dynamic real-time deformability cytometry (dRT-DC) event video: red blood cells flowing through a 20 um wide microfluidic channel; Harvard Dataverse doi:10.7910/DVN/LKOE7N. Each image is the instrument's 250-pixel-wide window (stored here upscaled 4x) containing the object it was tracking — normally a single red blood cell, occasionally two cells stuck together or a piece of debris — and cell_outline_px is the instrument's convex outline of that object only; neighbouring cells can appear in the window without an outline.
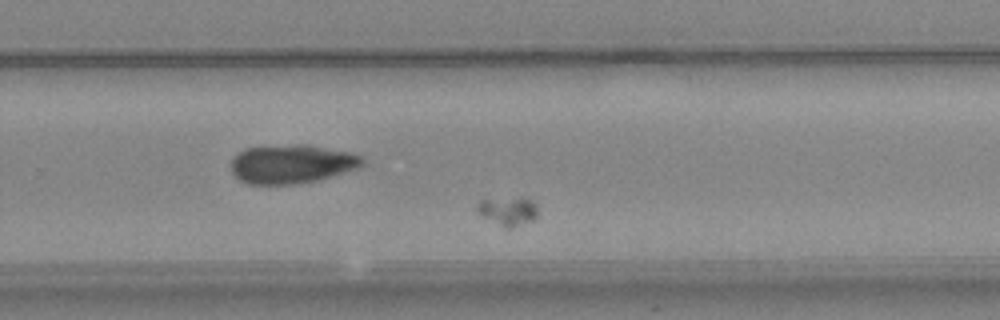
{"species": "common noctule bat (a hibernating species)", "species_latin": "Nyctalus noctula", "temperature_condition": "warm", "stored_images_in_passage": 44, "segment_of_instrument_passage": [2, 2], "camera_frame_rate_fps": 3000, "um_per_image_px": 0.085, "animal": {"sex": "female", "body_mass_g": 24.6, "forearm_length_mm": 56.2}, "frame": {"image": 1, "passage_image": 34, "time_ms": 11.0, "image_size_px": [1000, 320], "cell_outline_px": [[536, 216], [532, 220], [512, 228], [508, 228], [480, 216], [476, 212], [476, 204], [480, 200], [520, 196], [532, 200], [536, 204]], "centroid_in_image_um": [43.14, 17.91], "position_along_channel_um": 286.7, "area_um2": 10.29}}